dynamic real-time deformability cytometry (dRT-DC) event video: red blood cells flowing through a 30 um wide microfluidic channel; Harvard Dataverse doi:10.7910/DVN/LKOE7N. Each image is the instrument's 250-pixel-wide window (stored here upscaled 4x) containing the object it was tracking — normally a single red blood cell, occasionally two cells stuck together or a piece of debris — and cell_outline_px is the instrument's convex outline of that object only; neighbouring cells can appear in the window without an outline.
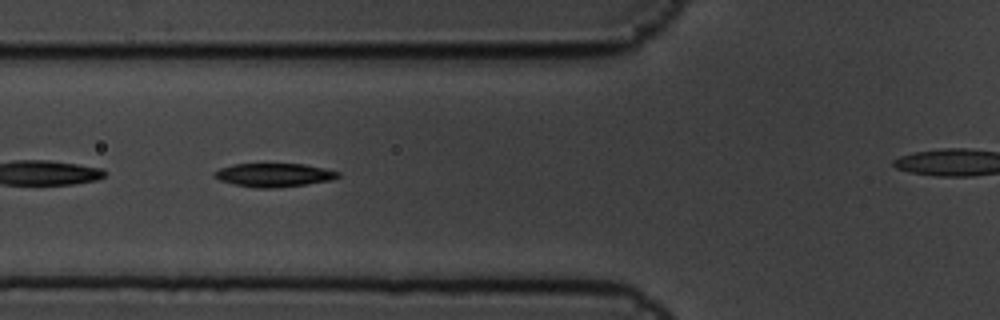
{"species": "common noctule bat (a hibernating species)", "species_latin": "Nyctalus noctula", "temperature_condition": "cold", "stored_images_in_passage": 8, "segment_of_instrument_passage": [1, 2], "camera_frame_rate_fps": 3000, "um_per_image_px": 0.085, "animal": {"sex": "male", "body_mass_g": 19.5, "forearm_length_mm": 54.6}, "frame": {"image": 1, "passage_image": 6, "time_ms": 1.667, "image_size_px": [1000, 320], "cell_outline_px": [[340, 176], [332, 180], [276, 188], [256, 188], [232, 184], [220, 180], [212, 176], [212, 172], [220, 168], [232, 164], [304, 164], [324, 168], [340, 172]], "centroid_in_image_um": [23.25, 14.87], "position_along_channel_um": 102.6, "area_um2": 17.05}}